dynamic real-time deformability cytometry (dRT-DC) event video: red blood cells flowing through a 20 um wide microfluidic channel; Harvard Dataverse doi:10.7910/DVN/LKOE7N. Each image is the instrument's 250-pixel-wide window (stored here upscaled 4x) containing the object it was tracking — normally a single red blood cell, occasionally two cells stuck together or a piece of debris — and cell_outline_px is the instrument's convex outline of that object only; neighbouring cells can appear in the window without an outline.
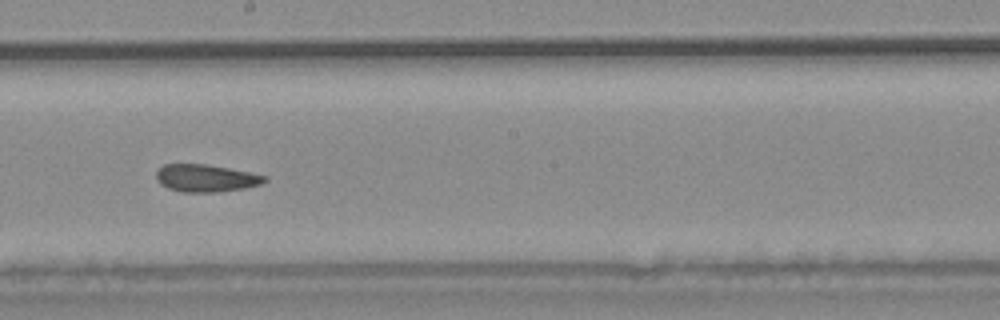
{"species": "common noctule bat (a hibernating species)", "species_latin": "Nyctalus noctula", "temperature_condition": "warm", "stored_images_in_passage": 28, "camera_frame_rate_fps": 3000, "um_per_image_px": 0.085, "animal": {"sex": "male", "body_mass_g": 20.4}, "frame": {"image": 1, "passage_image": 13, "time_ms": 4.0, "image_size_px": [1000, 320], "cell_outline_px": [[268, 180], [260, 184], [244, 188], [216, 192], [180, 192], [168, 188], [160, 184], [156, 180], [156, 172], [164, 164], [204, 164], [228, 168], [268, 176]], "centroid_in_image_um": [17.48, 15.14], "position_along_channel_um": 230.7, "area_um2": 17.28}}